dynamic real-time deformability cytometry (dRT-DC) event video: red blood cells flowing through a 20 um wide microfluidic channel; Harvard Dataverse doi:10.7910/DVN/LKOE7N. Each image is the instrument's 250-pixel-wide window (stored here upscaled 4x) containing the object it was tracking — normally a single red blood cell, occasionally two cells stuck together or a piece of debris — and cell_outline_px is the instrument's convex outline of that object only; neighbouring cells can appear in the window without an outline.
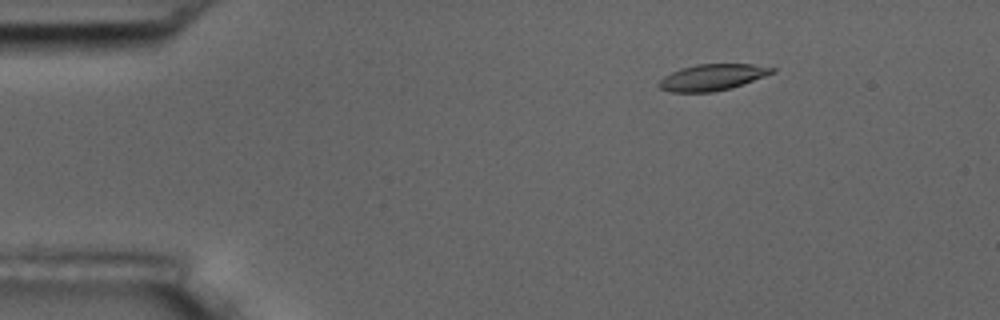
{"species": "common noctule bat (a hibernating species)", "species_latin": "Nyctalus noctula", "temperature_condition": "room temperature", "stored_images_in_passage": 3, "camera_frame_rate_fps": 3000, "um_per_image_px": 0.085, "animal": {"sex": "male", "body_mass_g": 17.5, "forearm_length_mm": 52.3}, "frame": {"image": 1, "passage_image": 1, "time_ms": 0.0, "image_size_px": [1000, 320], "cell_outline_px": [[776, 72], [732, 88], [712, 92], [672, 92], [660, 88], [656, 84], [664, 76], [680, 68], [696, 64], [752, 64], [776, 68]], "centroid_in_image_um": [60.55, 6.57], "position_along_channel_um": 24.5, "area_um2": 17.4}}